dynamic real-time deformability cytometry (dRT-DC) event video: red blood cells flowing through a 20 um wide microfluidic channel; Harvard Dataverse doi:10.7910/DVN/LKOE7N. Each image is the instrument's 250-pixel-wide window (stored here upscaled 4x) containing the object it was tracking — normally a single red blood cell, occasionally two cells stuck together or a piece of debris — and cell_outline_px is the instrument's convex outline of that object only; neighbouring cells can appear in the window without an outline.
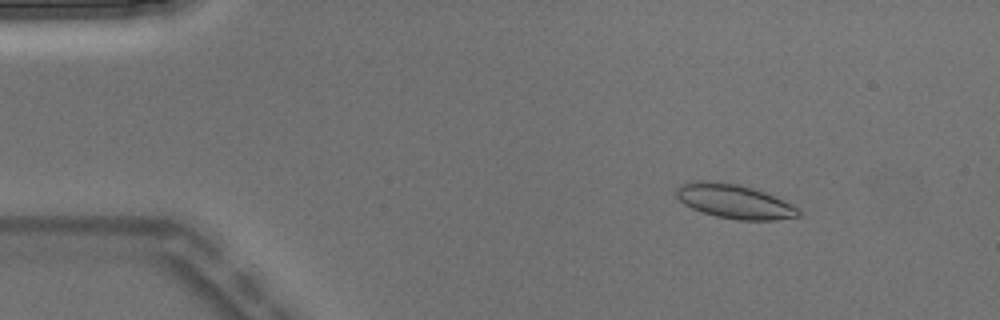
{"species": "Egyptian fruit bat (a non-hibernating species)", "species_latin": "Rousettus aegyptiacus", "temperature_condition": "warm", "stored_images_in_passage": 4, "camera_frame_rate_fps": 3000, "um_per_image_px": 0.085, "animal": {"sex": "male"}, "frame": {"image": 1, "passage_image": 2, "time_ms": 0.333, "image_size_px": [1000, 320], "cell_outline_px": [[800, 216], [776, 220], [736, 220], [716, 216], [692, 208], [684, 204], [676, 196], [676, 188], [680, 184], [688, 180], [712, 180], [740, 184], [764, 192], [792, 204], [800, 212]], "centroid_in_image_um": [62.37, 17.09], "position_along_channel_um": 22.6, "area_um2": 24.51}}